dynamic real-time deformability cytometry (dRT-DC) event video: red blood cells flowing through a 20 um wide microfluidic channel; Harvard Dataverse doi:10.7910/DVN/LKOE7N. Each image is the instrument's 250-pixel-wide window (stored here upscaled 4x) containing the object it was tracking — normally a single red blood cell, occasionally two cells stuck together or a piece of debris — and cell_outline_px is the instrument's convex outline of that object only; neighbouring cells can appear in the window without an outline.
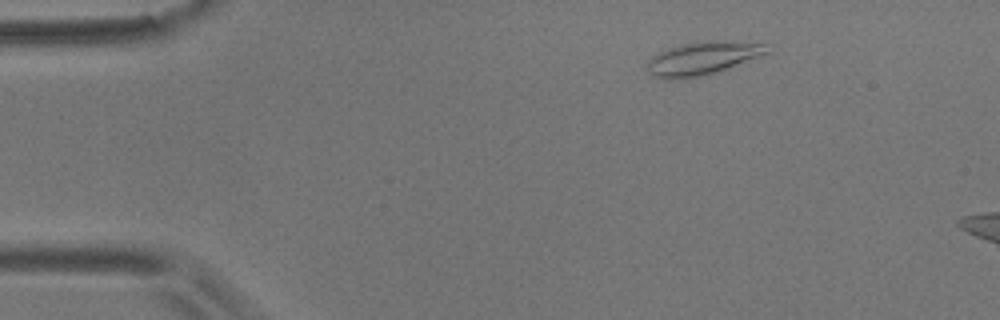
{"species": "common noctule bat (a hibernating species)", "species_latin": "Nyctalus noctula", "temperature_condition": "room temperature", "stored_images_in_passage": 4, "camera_frame_rate_fps": 3000, "um_per_image_px": 0.085, "animal": {"sex": "male", "body_mass_g": 17.9}, "frame": {"image": 1, "passage_image": 2, "time_ms": 0.333, "image_size_px": [1000, 320], "cell_outline_px": [[772, 52], [716, 72], [700, 76], [668, 80], [656, 76], [648, 72], [648, 60], [652, 56], [668, 48], [680, 44], [708, 40], [724, 40], [764, 44]], "centroid_in_image_um": [59.73, 4.94], "position_along_channel_um": 25.3, "area_um2": 23.0}}